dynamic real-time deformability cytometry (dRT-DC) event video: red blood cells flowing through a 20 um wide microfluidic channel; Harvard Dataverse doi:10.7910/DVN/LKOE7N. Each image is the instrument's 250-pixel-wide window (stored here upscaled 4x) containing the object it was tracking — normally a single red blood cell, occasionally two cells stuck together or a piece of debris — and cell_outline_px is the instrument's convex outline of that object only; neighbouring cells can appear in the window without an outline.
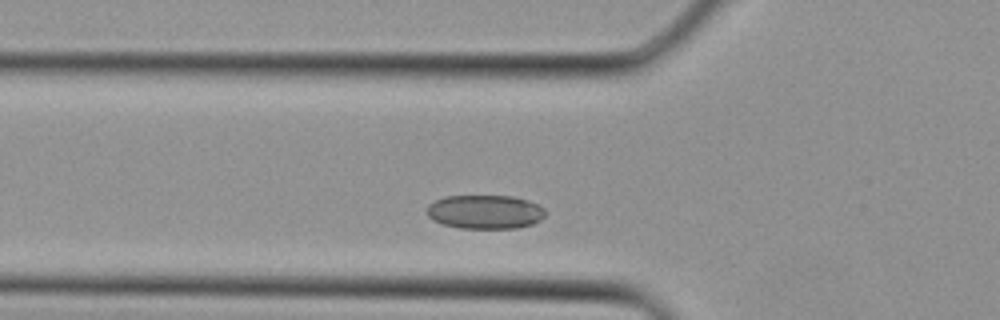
{"species": "Egyptian fruit bat (a non-hibernating species)", "species_latin": "Rousettus aegyptiacus", "temperature_condition": "cold", "stored_images_in_passage": 2, "camera_frame_rate_fps": 3000, "um_per_image_px": 0.085, "animal": {"sex": "female"}, "frame": {"image": 1, "passage_image": 2, "time_ms": 0.333, "image_size_px": [1000, 320], "cell_outline_px": [[544, 216], [540, 220], [532, 224], [516, 228], [460, 228], [444, 224], [432, 220], [428, 216], [428, 204], [436, 200], [448, 196], [512, 196], [528, 200], [544, 208]], "centroid_in_image_um": [41.23, 18.01], "position_along_channel_um": 84.6, "area_um2": 23.24}}